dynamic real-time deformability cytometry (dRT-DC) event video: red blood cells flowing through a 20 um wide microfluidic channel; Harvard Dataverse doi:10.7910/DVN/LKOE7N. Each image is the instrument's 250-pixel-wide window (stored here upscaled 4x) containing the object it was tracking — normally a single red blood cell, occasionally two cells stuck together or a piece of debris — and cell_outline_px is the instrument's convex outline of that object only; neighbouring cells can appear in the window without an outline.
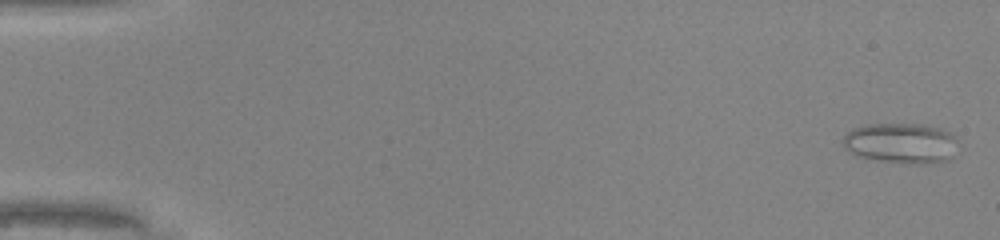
{"species": "common noctule bat (a hibernating species)", "species_latin": "Nyctalus noctula", "temperature_condition": "warm", "stored_images_in_passage": 49, "camera_frame_rate_fps": 3000, "um_per_image_px": 0.085, "animal": {"sex": "male", "body_mass_g": 20.0, "forearm_length_mm": 53.3}, "frame": {"image": 1, "passage_image": 2, "time_ms": 0.333, "image_size_px": [1000, 240], "cell_outline_px": [[960, 144], [952, 156], [948, 160], [884, 160], [864, 156], [852, 152], [844, 148], [840, 140], [852, 128], [864, 124], [924, 124], [940, 128], [952, 132], [956, 136]], "centroid_in_image_um": [76.61, 12.07], "position_along_channel_um": 8.4, "area_um2": 26.18}}
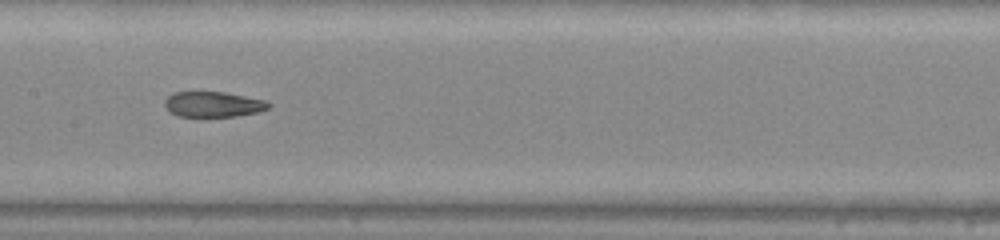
{"frame": {"image": 2, "passage_image": 26, "time_ms": 8.333, "image_size_px": [1000, 240], "cell_outline_px": [[272, 104], [268, 108], [256, 112], [236, 116], [176, 116], [164, 104], [164, 100], [168, 96], [176, 92], [224, 92], [268, 100]], "centroid_in_image_um": [18.16, 8.86], "position_along_channel_um": 189.2, "area_um2": 15.26}}
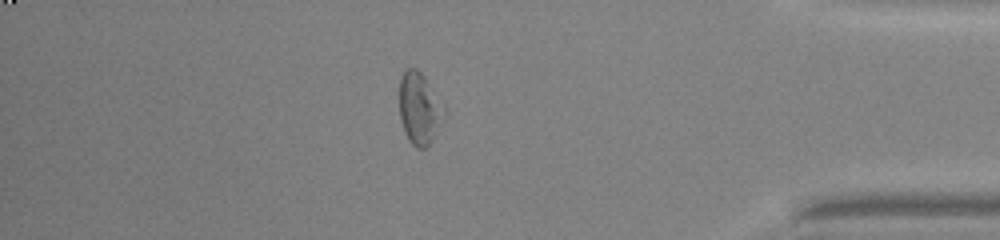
{"frame": {"image": 3, "passage_image": 43, "time_ms": 14.0, "image_size_px": [1000, 240], "cell_outline_px": [[444, 116], [432, 140], [424, 148], [416, 148], [408, 140], [404, 132], [400, 120], [400, 80], [404, 72], [408, 68], [416, 68], [424, 76], [444, 104]], "centroid_in_image_um": [35.64, 9.22], "position_along_channel_um": 399.6, "area_um2": 18.55}, "authors_computed_cell_mechanics": {"area_um2": 17.9758, "velocity_mm_per_s": 4.281, "shape_relaxation_time_tau1_ms": null, "shape_relaxation_time_tau2_ms": 2.1505, "deformation_change_tau1": null, "deformation_change_tau2": 0.1049}}